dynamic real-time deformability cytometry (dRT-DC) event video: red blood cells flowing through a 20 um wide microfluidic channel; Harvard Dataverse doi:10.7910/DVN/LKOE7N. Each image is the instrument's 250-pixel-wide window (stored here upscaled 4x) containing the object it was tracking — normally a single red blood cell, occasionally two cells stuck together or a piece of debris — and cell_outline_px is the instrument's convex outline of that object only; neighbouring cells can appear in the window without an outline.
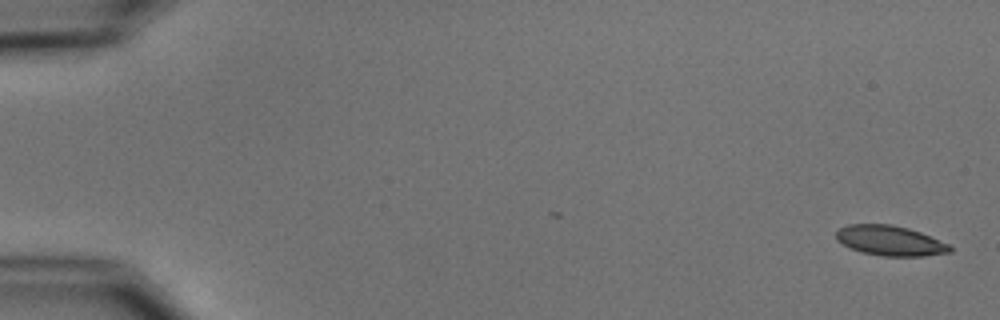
{"species": "common noctule bat (a hibernating species)", "species_latin": "Nyctalus noctula", "temperature_condition": "cold", "stored_images_in_passage": 5, "camera_frame_rate_fps": 3000, "um_per_image_px": 0.085, "animal": {"sex": "male", "body_mass_g": 15.6}, "frame": {"image": 1, "passage_image": 1, "time_ms": 0.0, "image_size_px": [1000, 320], "cell_outline_px": [[952, 252], [924, 256], [884, 256], [864, 252], [848, 248], [836, 240], [836, 232], [840, 228], [848, 224], [892, 224], [908, 228], [920, 232], [948, 244], [952, 248]], "centroid_in_image_um": [75.64, 20.45], "position_along_channel_um": 9.4, "area_um2": 19.88}}
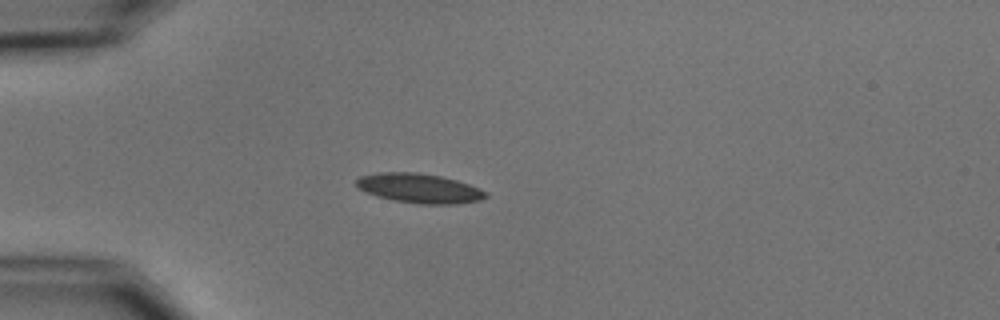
{"frame": {"image": 2, "passage_image": 5, "time_ms": 4.667, "image_size_px": [1000, 320], "cell_outline_px": [[488, 196], [480, 200], [456, 204], [420, 204], [396, 200], [376, 196], [356, 188], [356, 180], [360, 176], [380, 172], [416, 172], [440, 176], [456, 180], [480, 188], [488, 192]], "centroid_in_image_um": [35.64, 16.0], "position_along_channel_um": 49.4, "area_um2": 22.25}}